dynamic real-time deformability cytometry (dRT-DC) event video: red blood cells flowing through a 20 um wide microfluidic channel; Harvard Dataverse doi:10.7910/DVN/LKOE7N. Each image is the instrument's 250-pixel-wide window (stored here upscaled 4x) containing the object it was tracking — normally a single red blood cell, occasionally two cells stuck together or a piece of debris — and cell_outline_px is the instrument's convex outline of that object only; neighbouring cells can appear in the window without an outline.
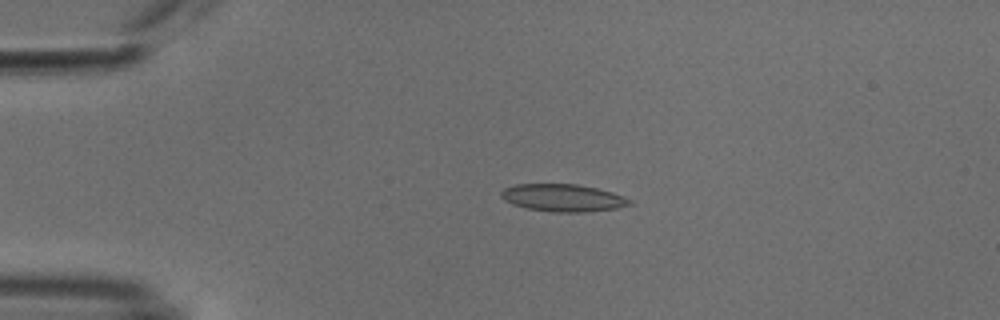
{"species": "common noctule bat (a hibernating species)", "species_latin": "Nyctalus noctula", "temperature_condition": "cold", "stored_images_in_passage": 52, "camera_frame_rate_fps": 3000, "um_per_image_px": 0.085, "animal": {"sex": "male", "body_mass_g": 18.8}, "frame": {"image": 1, "passage_image": 11, "time_ms": 3.333, "image_size_px": [1000, 320], "cell_outline_px": [[632, 204], [616, 208], [584, 212], [552, 212], [528, 208], [512, 204], [504, 200], [500, 196], [500, 192], [504, 188], [516, 184], [576, 184], [596, 188], [612, 192], [624, 196], [632, 200]], "centroid_in_image_um": [47.84, 16.81], "position_along_channel_um": 37.2, "area_um2": 20.52}}
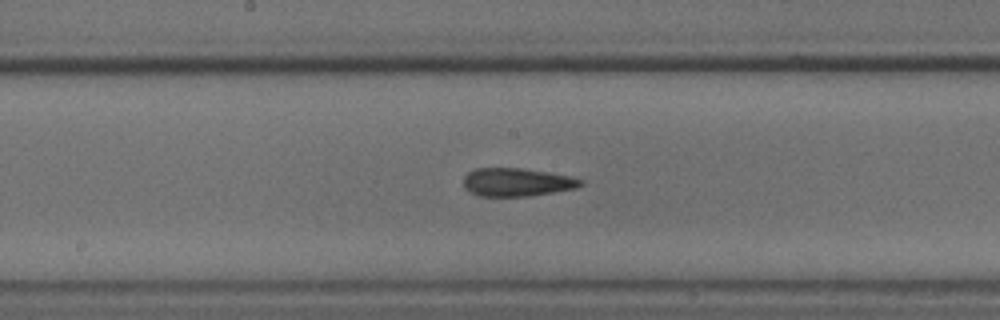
{"frame": {"image": 2, "passage_image": 27, "time_ms": 8.667, "image_size_px": [1000, 320], "cell_outline_px": [[584, 184], [576, 188], [528, 196], [476, 196], [464, 188], [464, 176], [468, 172], [476, 168], [520, 168], [548, 172], [568, 176], [584, 180]], "centroid_in_image_um": [43.9, 15.49], "position_along_channel_um": 204.3, "area_um2": 19.25}}
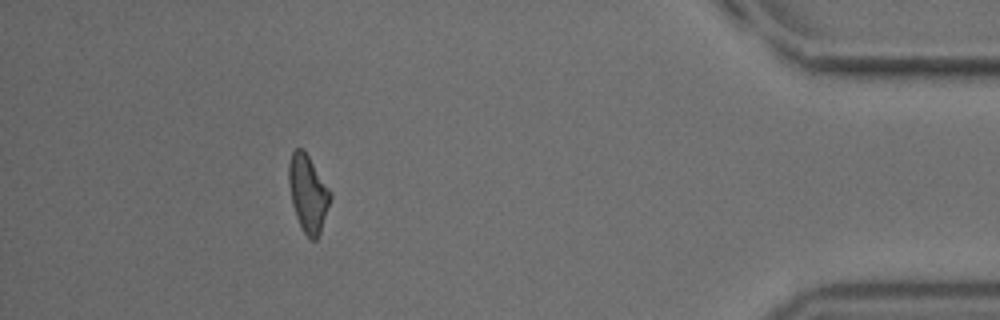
{"frame": {"image": 3, "passage_image": 47, "time_ms": 15.333, "image_size_px": [1000, 320], "cell_outline_px": [[332, 196], [320, 232], [316, 240], [312, 240], [304, 232], [296, 216], [292, 204], [288, 180], [288, 164], [292, 152], [296, 148], [304, 148], [332, 192]], "centroid_in_image_um": [26.18, 16.39], "position_along_channel_um": 409.0, "area_um2": 18.67}, "authors_computed_cell_mechanics": {"area_um2": 19.5364, "velocity_mm_per_s": 3.8124, "shape_relaxation_time_tau1_ms": 4.0919, "shape_relaxation_time_tau2_ms": 2.3691, "deformation_change_tau1": 0.1341, "deformation_change_tau2": 0.1014}}